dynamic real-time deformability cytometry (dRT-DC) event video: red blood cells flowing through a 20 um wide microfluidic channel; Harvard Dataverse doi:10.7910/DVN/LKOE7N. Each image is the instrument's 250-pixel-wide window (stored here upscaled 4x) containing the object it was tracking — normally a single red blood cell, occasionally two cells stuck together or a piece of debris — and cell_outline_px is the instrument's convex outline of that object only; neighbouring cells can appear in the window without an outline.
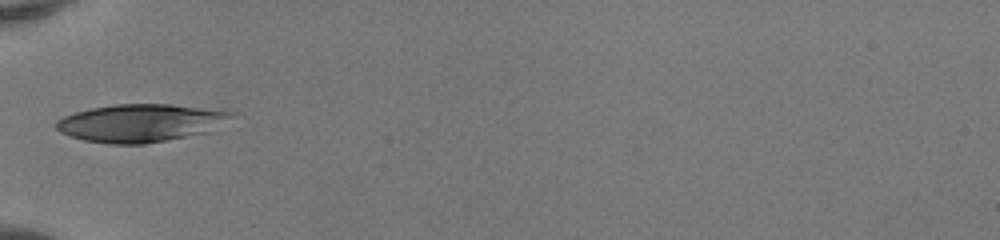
{"species": "human", "species_latin": "Homo sapiens", "temperature_condition": "room temperature", "stored_images_in_passage": 32, "camera_frame_rate_fps": 3000, "um_per_image_px": 0.085, "donor": {"sex": "female"}, "frame": {"image": 1, "passage_image": 1, "time_ms": 0.0, "image_size_px": [1000, 240], "cell_outline_px": [[236, 116], [212, 132], [144, 144], [108, 144], [84, 140], [60, 132], [56, 128], [56, 120], [64, 116], [76, 112], [92, 108], [116, 104], [172, 104], [236, 112]], "centroid_in_image_um": [12.03, 10.45], "position_along_channel_um": 73.0, "area_um2": 38.9}}
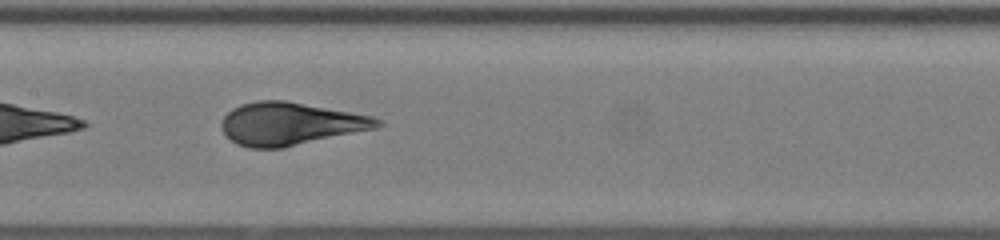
{"frame": {"image": 2, "passage_image": 9, "time_ms": 2.667, "image_size_px": [1000, 240], "cell_outline_px": [[384, 124], [376, 128], [284, 148], [248, 148], [236, 144], [224, 132], [220, 124], [224, 116], [232, 108], [240, 104], [256, 100], [284, 100], [372, 116], [380, 120]], "centroid_in_image_um": [24.64, 10.52], "position_along_channel_um": 182.8, "area_um2": 38.73}}
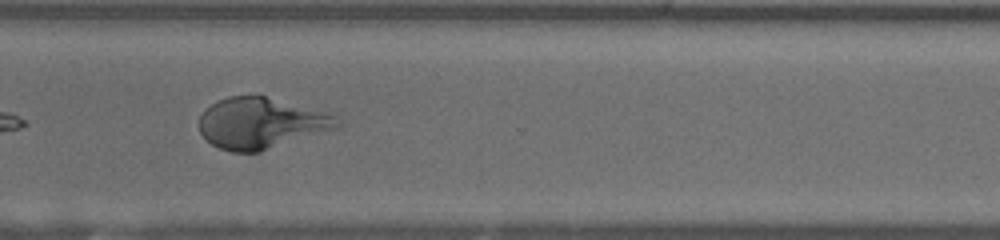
{"frame": {"image": 3, "passage_image": 21, "time_ms": 6.667, "image_size_px": [1000, 240], "cell_outline_px": [[344, 124], [340, 128], [260, 152], [232, 152], [220, 148], [212, 144], [200, 132], [200, 116], [216, 100], [228, 96], [264, 96], [336, 116]], "centroid_in_image_um": [22.22, 10.5], "position_along_channel_um": 348.4, "area_um2": 40.69}, "authors_computed_cell_mechanics": {"area_um2": 39.1595, "velocity_mm_per_s": 4.1537, "shape_relaxation_time_tau1_ms": 3.7265, "shape_relaxation_time_tau2_ms": null, "deformation_change_tau1": 0.2002, "deformation_change_tau2": null}}